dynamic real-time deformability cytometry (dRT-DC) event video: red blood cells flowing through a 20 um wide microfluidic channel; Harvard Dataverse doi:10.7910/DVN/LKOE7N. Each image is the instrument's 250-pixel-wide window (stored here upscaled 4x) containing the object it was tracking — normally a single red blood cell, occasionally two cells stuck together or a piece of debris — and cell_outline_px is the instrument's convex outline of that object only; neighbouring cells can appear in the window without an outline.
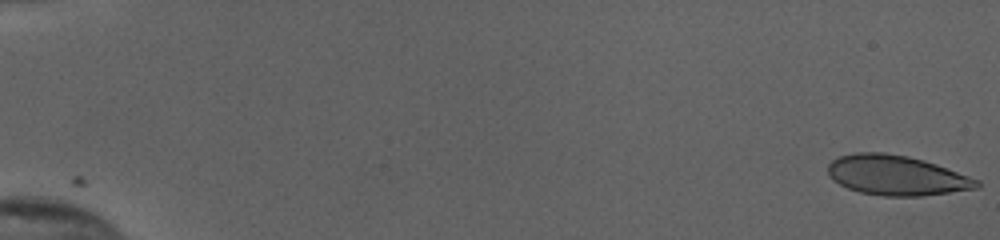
{"species": "human", "species_latin": "Homo sapiens", "temperature_condition": "cold", "stored_images_in_passage": 13, "camera_frame_rate_fps": 3000, "um_per_image_px": 0.085, "donor": {"sex": "female"}, "frame": {"image": 1, "passage_image": 1, "time_ms": 0.0, "image_size_px": [1000, 240], "cell_outline_px": [[980, 188], [920, 196], [884, 196], [860, 192], [848, 188], [832, 180], [828, 172], [828, 164], [832, 160], [840, 156], [856, 152], [884, 152], [908, 156], [924, 160], [936, 164], [980, 180]], "centroid_in_image_um": [76.2, 14.9], "position_along_channel_um": 8.8, "area_um2": 34.62}}